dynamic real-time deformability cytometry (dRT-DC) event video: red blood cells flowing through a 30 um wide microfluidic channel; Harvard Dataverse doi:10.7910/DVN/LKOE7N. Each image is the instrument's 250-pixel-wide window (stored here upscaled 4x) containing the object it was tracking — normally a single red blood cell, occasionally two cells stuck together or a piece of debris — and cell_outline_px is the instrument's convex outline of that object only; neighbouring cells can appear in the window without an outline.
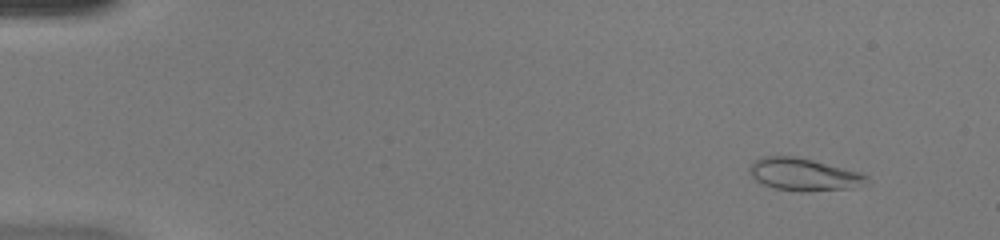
{"species": "common noctule bat (a hibernating species)", "species_latin": "Nyctalus noctula", "temperature_condition": "warm", "stored_images_in_passage": 49, "camera_frame_rate_fps": 3000, "um_per_image_px": 0.085, "animal": {"sex": "female", "body_mass_g": 20.0, "forearm_length_mm": 54.0}, "frame": {"image": 1, "passage_image": 5, "time_ms": 1.333, "image_size_px": [1000, 240], "cell_outline_px": [[868, 184], [852, 188], [804, 192], [800, 192], [776, 188], [764, 184], [756, 180], [748, 172], [748, 168], [756, 160], [764, 156], [796, 156], [860, 172], [868, 176]], "centroid_in_image_um": [68.34, 14.84], "position_along_channel_um": 16.7, "area_um2": 22.14}}
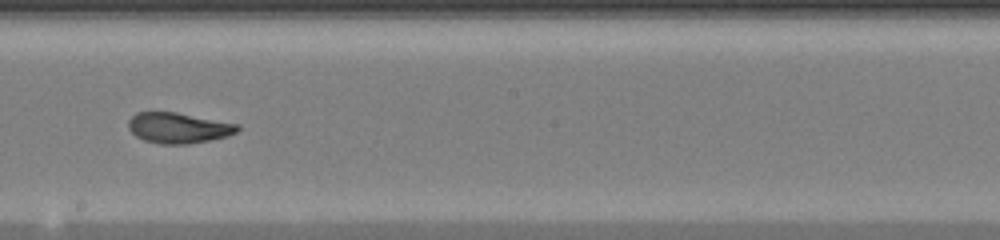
{"frame": {"image": 2, "passage_image": 29, "time_ms": 9.333, "image_size_px": [1000, 240], "cell_outline_px": [[240, 128], [236, 132], [228, 136], [188, 144], [160, 144], [144, 140], [136, 136], [128, 128], [128, 120], [136, 112], [176, 112], [240, 124]], "centroid_in_image_um": [15.16, 10.86], "position_along_channel_um": 233.0, "area_um2": 19.48}}
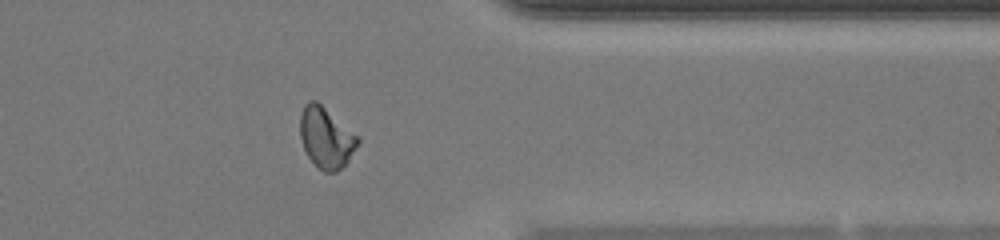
{"frame": {"image": 3, "passage_image": 40, "time_ms": 13.0, "image_size_px": [1000, 240], "cell_outline_px": [[360, 140], [348, 160], [336, 172], [324, 172], [308, 156], [304, 148], [300, 136], [300, 112], [304, 104], [308, 100], [316, 100], [360, 136]], "centroid_in_image_um": [27.71, 11.65], "position_along_channel_um": 383.7, "area_um2": 20.4}, "authors_computed_cell_mechanics": {"area_um2": 20.4034, "velocity_mm_per_s": 4.3234, "shape_relaxation_time_tau1_ms": null, "shape_relaxation_time_tau2_ms": 0.962, "deformation_change_tau1": null, "deformation_change_tau2": 0.0529}}